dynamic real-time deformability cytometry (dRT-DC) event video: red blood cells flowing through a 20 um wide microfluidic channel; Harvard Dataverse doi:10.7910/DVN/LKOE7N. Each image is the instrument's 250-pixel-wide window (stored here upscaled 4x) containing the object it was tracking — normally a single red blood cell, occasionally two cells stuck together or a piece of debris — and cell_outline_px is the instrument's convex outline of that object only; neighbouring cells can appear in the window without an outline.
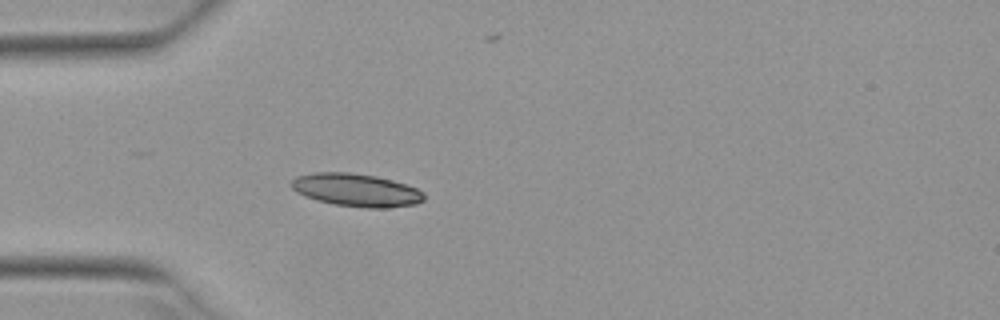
{"species": "Egyptian fruit bat (a non-hibernating species)", "species_latin": "Rousettus aegyptiacus", "temperature_condition": "warm", "stored_images_in_passage": 3, "camera_frame_rate_fps": 3000, "um_per_image_px": 0.085, "animal": {"sex": "female"}, "frame": {"image": 1, "passage_image": 3, "time_ms": 0.667, "image_size_px": [1000, 320], "cell_outline_px": [[424, 200], [416, 204], [388, 208], [364, 208], [332, 204], [316, 200], [304, 196], [296, 192], [288, 184], [296, 176], [316, 172], [348, 172], [376, 176], [392, 180], [416, 188], [424, 192]], "centroid_in_image_um": [30.25, 16.16], "position_along_channel_um": 54.7, "area_um2": 25.66}}